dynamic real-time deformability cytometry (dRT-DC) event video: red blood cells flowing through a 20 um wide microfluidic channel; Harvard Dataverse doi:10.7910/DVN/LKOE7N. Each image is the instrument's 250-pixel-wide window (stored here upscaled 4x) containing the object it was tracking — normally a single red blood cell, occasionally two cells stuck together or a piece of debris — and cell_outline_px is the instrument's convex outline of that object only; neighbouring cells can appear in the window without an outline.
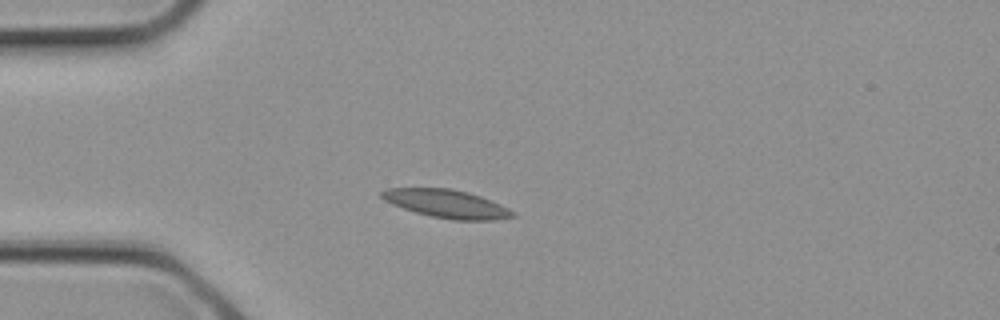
{"species": "common noctule bat (a hibernating species)", "species_latin": "Nyctalus noctula", "temperature_condition": "cold", "stored_images_in_passage": 3, "camera_frame_rate_fps": 3000, "um_per_image_px": 0.085, "animal": {"sex": "female", "body_mass_g": 21.9}, "frame": {"image": 1, "passage_image": 3, "time_ms": 0.667, "image_size_px": [1000, 320], "cell_outline_px": [[516, 216], [496, 220], [452, 220], [432, 216], [416, 212], [392, 204], [384, 200], [380, 196], [380, 192], [388, 188], [452, 188], [468, 192], [480, 196], [500, 204], [508, 208]], "centroid_in_image_um": [37.96, 17.31], "position_along_channel_um": 47.0, "area_um2": 21.39}}